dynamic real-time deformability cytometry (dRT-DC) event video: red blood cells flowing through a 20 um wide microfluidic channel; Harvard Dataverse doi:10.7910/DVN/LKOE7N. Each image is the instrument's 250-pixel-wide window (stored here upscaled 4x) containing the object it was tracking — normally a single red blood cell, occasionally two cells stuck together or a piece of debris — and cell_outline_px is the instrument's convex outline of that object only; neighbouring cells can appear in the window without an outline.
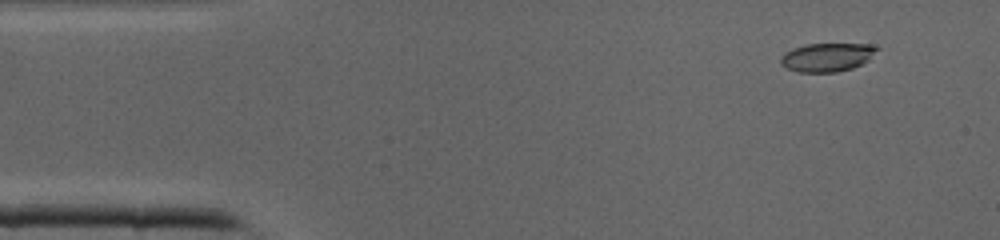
{"species": "common noctule bat (a hibernating species)", "species_latin": "Nyctalus noctula", "temperature_condition": "cold", "stored_images_in_passage": 42, "camera_frame_rate_fps": 3000, "um_per_image_px": 0.085, "animal": {"sex": "male", "body_mass_g": 19.0, "forearm_length_mm": 50.8}, "frame": {"image": 1, "passage_image": 4, "time_ms": 1.0, "image_size_px": [1000, 240], "cell_outline_px": [[880, 48], [868, 60], [852, 68], [836, 72], [800, 72], [788, 68], [780, 64], [780, 56], [784, 52], [792, 48], [808, 44], [872, 44]], "centroid_in_image_um": [70.29, 4.85], "position_along_channel_um": 14.7, "area_um2": 16.01}}
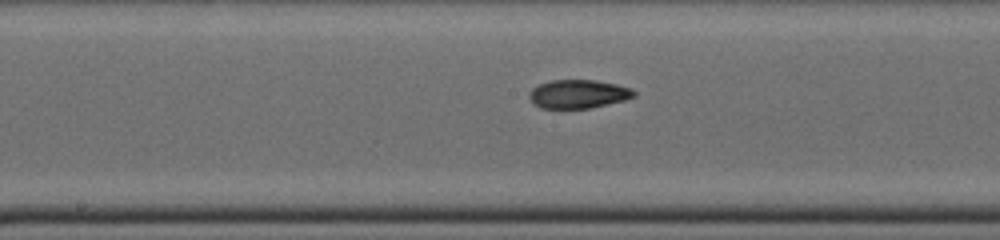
{"frame": {"image": 2, "passage_image": 21, "time_ms": 6.667, "image_size_px": [1000, 240], "cell_outline_px": [[636, 92], [632, 96], [624, 100], [588, 108], [540, 108], [528, 96], [532, 88], [540, 84], [552, 80], [596, 80], [616, 84], [628, 88]], "centroid_in_image_um": [49.12, 7.98], "position_along_channel_um": 199.1, "area_um2": 17.05}}
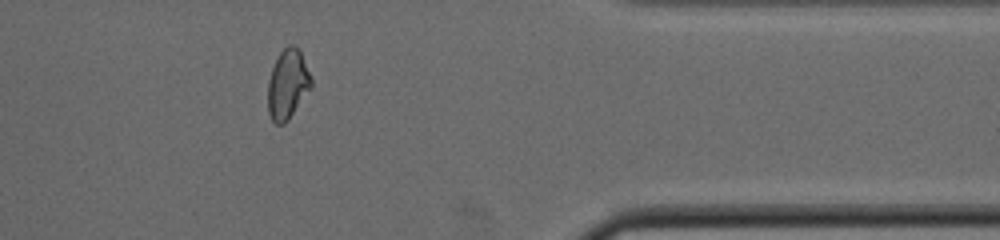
{"frame": {"image": 3, "passage_image": 34, "time_ms": 11.0, "image_size_px": [1000, 240], "cell_outline_px": [[312, 84], [288, 120], [284, 124], [276, 124], [272, 120], [268, 112], [268, 80], [272, 68], [280, 52], [288, 44], [292, 44], [300, 52], [312, 80]], "centroid_in_image_um": [24.42, 7.17], "position_along_channel_um": 387.0, "area_um2": 17.11}}